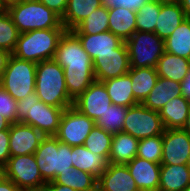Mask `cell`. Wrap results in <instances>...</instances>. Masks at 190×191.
Segmentation results:
<instances>
[{
	"mask_svg": "<svg viewBox=\"0 0 190 191\" xmlns=\"http://www.w3.org/2000/svg\"><path fill=\"white\" fill-rule=\"evenodd\" d=\"M54 60L64 69L66 88L73 101L96 80L93 60L72 31L61 36Z\"/></svg>",
	"mask_w": 190,
	"mask_h": 191,
	"instance_id": "cell-1",
	"label": "cell"
},
{
	"mask_svg": "<svg viewBox=\"0 0 190 191\" xmlns=\"http://www.w3.org/2000/svg\"><path fill=\"white\" fill-rule=\"evenodd\" d=\"M35 93L47 105L66 109L74 103L68 95L64 69L54 59L37 63Z\"/></svg>",
	"mask_w": 190,
	"mask_h": 191,
	"instance_id": "cell-2",
	"label": "cell"
},
{
	"mask_svg": "<svg viewBox=\"0 0 190 191\" xmlns=\"http://www.w3.org/2000/svg\"><path fill=\"white\" fill-rule=\"evenodd\" d=\"M64 110L45 104L34 92L17 101V122L33 126L44 136L56 135Z\"/></svg>",
	"mask_w": 190,
	"mask_h": 191,
	"instance_id": "cell-3",
	"label": "cell"
},
{
	"mask_svg": "<svg viewBox=\"0 0 190 191\" xmlns=\"http://www.w3.org/2000/svg\"><path fill=\"white\" fill-rule=\"evenodd\" d=\"M65 31V28H53L20 33L12 55L35 63L54 59L57 44Z\"/></svg>",
	"mask_w": 190,
	"mask_h": 191,
	"instance_id": "cell-4",
	"label": "cell"
},
{
	"mask_svg": "<svg viewBox=\"0 0 190 191\" xmlns=\"http://www.w3.org/2000/svg\"><path fill=\"white\" fill-rule=\"evenodd\" d=\"M34 155L46 183L53 181L59 173L73 169L71 146L60 142L55 135L44 136Z\"/></svg>",
	"mask_w": 190,
	"mask_h": 191,
	"instance_id": "cell-5",
	"label": "cell"
},
{
	"mask_svg": "<svg viewBox=\"0 0 190 191\" xmlns=\"http://www.w3.org/2000/svg\"><path fill=\"white\" fill-rule=\"evenodd\" d=\"M6 10L20 33L65 28L62 25L61 17L40 1L19 2L9 6Z\"/></svg>",
	"mask_w": 190,
	"mask_h": 191,
	"instance_id": "cell-6",
	"label": "cell"
},
{
	"mask_svg": "<svg viewBox=\"0 0 190 191\" xmlns=\"http://www.w3.org/2000/svg\"><path fill=\"white\" fill-rule=\"evenodd\" d=\"M37 63L9 57L7 67L0 78V85L19 101L35 92Z\"/></svg>",
	"mask_w": 190,
	"mask_h": 191,
	"instance_id": "cell-7",
	"label": "cell"
},
{
	"mask_svg": "<svg viewBox=\"0 0 190 191\" xmlns=\"http://www.w3.org/2000/svg\"><path fill=\"white\" fill-rule=\"evenodd\" d=\"M125 43L131 68H156L165 52L164 40L153 32L135 31Z\"/></svg>",
	"mask_w": 190,
	"mask_h": 191,
	"instance_id": "cell-8",
	"label": "cell"
},
{
	"mask_svg": "<svg viewBox=\"0 0 190 191\" xmlns=\"http://www.w3.org/2000/svg\"><path fill=\"white\" fill-rule=\"evenodd\" d=\"M160 113L139 103L128 107L122 132L129 133L138 140L163 135Z\"/></svg>",
	"mask_w": 190,
	"mask_h": 191,
	"instance_id": "cell-9",
	"label": "cell"
},
{
	"mask_svg": "<svg viewBox=\"0 0 190 191\" xmlns=\"http://www.w3.org/2000/svg\"><path fill=\"white\" fill-rule=\"evenodd\" d=\"M95 125L94 120L81 113L74 106H70L64 110L58 133L55 136L60 142L72 147L84 145L87 136Z\"/></svg>",
	"mask_w": 190,
	"mask_h": 191,
	"instance_id": "cell-10",
	"label": "cell"
},
{
	"mask_svg": "<svg viewBox=\"0 0 190 191\" xmlns=\"http://www.w3.org/2000/svg\"><path fill=\"white\" fill-rule=\"evenodd\" d=\"M5 170L6 178L10 179L19 189L41 188L46 185L34 154L10 156Z\"/></svg>",
	"mask_w": 190,
	"mask_h": 191,
	"instance_id": "cell-11",
	"label": "cell"
},
{
	"mask_svg": "<svg viewBox=\"0 0 190 191\" xmlns=\"http://www.w3.org/2000/svg\"><path fill=\"white\" fill-rule=\"evenodd\" d=\"M190 134L183 129H165L163 132L161 165L188 164Z\"/></svg>",
	"mask_w": 190,
	"mask_h": 191,
	"instance_id": "cell-12",
	"label": "cell"
},
{
	"mask_svg": "<svg viewBox=\"0 0 190 191\" xmlns=\"http://www.w3.org/2000/svg\"><path fill=\"white\" fill-rule=\"evenodd\" d=\"M130 68V59L125 41L116 48V53L100 54L93 60L95 79L101 82L125 75Z\"/></svg>",
	"mask_w": 190,
	"mask_h": 191,
	"instance_id": "cell-13",
	"label": "cell"
},
{
	"mask_svg": "<svg viewBox=\"0 0 190 191\" xmlns=\"http://www.w3.org/2000/svg\"><path fill=\"white\" fill-rule=\"evenodd\" d=\"M112 105L103 82L95 80L77 99L73 106L95 122Z\"/></svg>",
	"mask_w": 190,
	"mask_h": 191,
	"instance_id": "cell-14",
	"label": "cell"
},
{
	"mask_svg": "<svg viewBox=\"0 0 190 191\" xmlns=\"http://www.w3.org/2000/svg\"><path fill=\"white\" fill-rule=\"evenodd\" d=\"M44 135L33 126L21 122L10 125V156L34 154Z\"/></svg>",
	"mask_w": 190,
	"mask_h": 191,
	"instance_id": "cell-15",
	"label": "cell"
},
{
	"mask_svg": "<svg viewBox=\"0 0 190 191\" xmlns=\"http://www.w3.org/2000/svg\"><path fill=\"white\" fill-rule=\"evenodd\" d=\"M126 165L139 191H158L160 163L150 162L136 156Z\"/></svg>",
	"mask_w": 190,
	"mask_h": 191,
	"instance_id": "cell-16",
	"label": "cell"
},
{
	"mask_svg": "<svg viewBox=\"0 0 190 191\" xmlns=\"http://www.w3.org/2000/svg\"><path fill=\"white\" fill-rule=\"evenodd\" d=\"M101 191H139L127 165L108 163L97 182Z\"/></svg>",
	"mask_w": 190,
	"mask_h": 191,
	"instance_id": "cell-17",
	"label": "cell"
},
{
	"mask_svg": "<svg viewBox=\"0 0 190 191\" xmlns=\"http://www.w3.org/2000/svg\"><path fill=\"white\" fill-rule=\"evenodd\" d=\"M186 18L179 2L164 1L161 4L154 33L162 40H166Z\"/></svg>",
	"mask_w": 190,
	"mask_h": 191,
	"instance_id": "cell-18",
	"label": "cell"
},
{
	"mask_svg": "<svg viewBox=\"0 0 190 191\" xmlns=\"http://www.w3.org/2000/svg\"><path fill=\"white\" fill-rule=\"evenodd\" d=\"M179 96H182L180 82L158 77L155 86L142 104L151 110L159 112L169 100Z\"/></svg>",
	"mask_w": 190,
	"mask_h": 191,
	"instance_id": "cell-19",
	"label": "cell"
},
{
	"mask_svg": "<svg viewBox=\"0 0 190 191\" xmlns=\"http://www.w3.org/2000/svg\"><path fill=\"white\" fill-rule=\"evenodd\" d=\"M81 41L83 49L94 60L100 54L116 53L124 41L114 35L111 31L102 32L95 35H76Z\"/></svg>",
	"mask_w": 190,
	"mask_h": 191,
	"instance_id": "cell-20",
	"label": "cell"
},
{
	"mask_svg": "<svg viewBox=\"0 0 190 191\" xmlns=\"http://www.w3.org/2000/svg\"><path fill=\"white\" fill-rule=\"evenodd\" d=\"M73 168L92 174L97 179L108 166V161L101 155L91 152L84 145L71 146Z\"/></svg>",
	"mask_w": 190,
	"mask_h": 191,
	"instance_id": "cell-21",
	"label": "cell"
},
{
	"mask_svg": "<svg viewBox=\"0 0 190 191\" xmlns=\"http://www.w3.org/2000/svg\"><path fill=\"white\" fill-rule=\"evenodd\" d=\"M102 5H104L103 0H68L61 17L62 25L66 31H72Z\"/></svg>",
	"mask_w": 190,
	"mask_h": 191,
	"instance_id": "cell-22",
	"label": "cell"
},
{
	"mask_svg": "<svg viewBox=\"0 0 190 191\" xmlns=\"http://www.w3.org/2000/svg\"><path fill=\"white\" fill-rule=\"evenodd\" d=\"M109 31L123 41L129 39L136 31V14L134 10L123 7H108Z\"/></svg>",
	"mask_w": 190,
	"mask_h": 191,
	"instance_id": "cell-23",
	"label": "cell"
},
{
	"mask_svg": "<svg viewBox=\"0 0 190 191\" xmlns=\"http://www.w3.org/2000/svg\"><path fill=\"white\" fill-rule=\"evenodd\" d=\"M190 101L183 95L169 100L159 111L165 129H182L188 117Z\"/></svg>",
	"mask_w": 190,
	"mask_h": 191,
	"instance_id": "cell-24",
	"label": "cell"
},
{
	"mask_svg": "<svg viewBox=\"0 0 190 191\" xmlns=\"http://www.w3.org/2000/svg\"><path fill=\"white\" fill-rule=\"evenodd\" d=\"M139 140L129 133L119 132L112 137L108 163L126 165L136 157Z\"/></svg>",
	"mask_w": 190,
	"mask_h": 191,
	"instance_id": "cell-25",
	"label": "cell"
},
{
	"mask_svg": "<svg viewBox=\"0 0 190 191\" xmlns=\"http://www.w3.org/2000/svg\"><path fill=\"white\" fill-rule=\"evenodd\" d=\"M190 184L187 164L161 165L158 191H183Z\"/></svg>",
	"mask_w": 190,
	"mask_h": 191,
	"instance_id": "cell-26",
	"label": "cell"
},
{
	"mask_svg": "<svg viewBox=\"0 0 190 191\" xmlns=\"http://www.w3.org/2000/svg\"><path fill=\"white\" fill-rule=\"evenodd\" d=\"M102 82L113 105H122L128 108L139 104L134 98L132 81L128 73Z\"/></svg>",
	"mask_w": 190,
	"mask_h": 191,
	"instance_id": "cell-27",
	"label": "cell"
},
{
	"mask_svg": "<svg viewBox=\"0 0 190 191\" xmlns=\"http://www.w3.org/2000/svg\"><path fill=\"white\" fill-rule=\"evenodd\" d=\"M190 68V60L164 52L158 60L156 67L159 77H164L177 82H182Z\"/></svg>",
	"mask_w": 190,
	"mask_h": 191,
	"instance_id": "cell-28",
	"label": "cell"
},
{
	"mask_svg": "<svg viewBox=\"0 0 190 191\" xmlns=\"http://www.w3.org/2000/svg\"><path fill=\"white\" fill-rule=\"evenodd\" d=\"M128 74L131 77L134 98L142 104L157 82V70L154 67L130 68Z\"/></svg>",
	"mask_w": 190,
	"mask_h": 191,
	"instance_id": "cell-29",
	"label": "cell"
},
{
	"mask_svg": "<svg viewBox=\"0 0 190 191\" xmlns=\"http://www.w3.org/2000/svg\"><path fill=\"white\" fill-rule=\"evenodd\" d=\"M165 52L190 60V18H186L173 33L164 40Z\"/></svg>",
	"mask_w": 190,
	"mask_h": 191,
	"instance_id": "cell-30",
	"label": "cell"
},
{
	"mask_svg": "<svg viewBox=\"0 0 190 191\" xmlns=\"http://www.w3.org/2000/svg\"><path fill=\"white\" fill-rule=\"evenodd\" d=\"M109 31L108 6L102 5L92 12L72 32L75 35H95Z\"/></svg>",
	"mask_w": 190,
	"mask_h": 191,
	"instance_id": "cell-31",
	"label": "cell"
},
{
	"mask_svg": "<svg viewBox=\"0 0 190 191\" xmlns=\"http://www.w3.org/2000/svg\"><path fill=\"white\" fill-rule=\"evenodd\" d=\"M53 182L71 187L76 191H83L95 186L98 179L88 172L73 168L70 172L59 173Z\"/></svg>",
	"mask_w": 190,
	"mask_h": 191,
	"instance_id": "cell-32",
	"label": "cell"
},
{
	"mask_svg": "<svg viewBox=\"0 0 190 191\" xmlns=\"http://www.w3.org/2000/svg\"><path fill=\"white\" fill-rule=\"evenodd\" d=\"M127 107L122 105H111L103 115L95 122L109 134L115 135L123 130Z\"/></svg>",
	"mask_w": 190,
	"mask_h": 191,
	"instance_id": "cell-33",
	"label": "cell"
},
{
	"mask_svg": "<svg viewBox=\"0 0 190 191\" xmlns=\"http://www.w3.org/2000/svg\"><path fill=\"white\" fill-rule=\"evenodd\" d=\"M163 2V0H152L139 8L136 14V31L154 33Z\"/></svg>",
	"mask_w": 190,
	"mask_h": 191,
	"instance_id": "cell-34",
	"label": "cell"
},
{
	"mask_svg": "<svg viewBox=\"0 0 190 191\" xmlns=\"http://www.w3.org/2000/svg\"><path fill=\"white\" fill-rule=\"evenodd\" d=\"M112 137V134H109L101 127H97L95 125L87 136L84 146L91 152L103 156L108 161L110 156Z\"/></svg>",
	"mask_w": 190,
	"mask_h": 191,
	"instance_id": "cell-35",
	"label": "cell"
},
{
	"mask_svg": "<svg viewBox=\"0 0 190 191\" xmlns=\"http://www.w3.org/2000/svg\"><path fill=\"white\" fill-rule=\"evenodd\" d=\"M20 32L5 9L0 13V48L12 53L15 49Z\"/></svg>",
	"mask_w": 190,
	"mask_h": 191,
	"instance_id": "cell-36",
	"label": "cell"
},
{
	"mask_svg": "<svg viewBox=\"0 0 190 191\" xmlns=\"http://www.w3.org/2000/svg\"><path fill=\"white\" fill-rule=\"evenodd\" d=\"M163 135L148 137L138 142L136 156L150 162L161 163Z\"/></svg>",
	"mask_w": 190,
	"mask_h": 191,
	"instance_id": "cell-37",
	"label": "cell"
},
{
	"mask_svg": "<svg viewBox=\"0 0 190 191\" xmlns=\"http://www.w3.org/2000/svg\"><path fill=\"white\" fill-rule=\"evenodd\" d=\"M17 101L0 85V114L11 124L17 123Z\"/></svg>",
	"mask_w": 190,
	"mask_h": 191,
	"instance_id": "cell-38",
	"label": "cell"
},
{
	"mask_svg": "<svg viewBox=\"0 0 190 191\" xmlns=\"http://www.w3.org/2000/svg\"><path fill=\"white\" fill-rule=\"evenodd\" d=\"M10 128L0 131V163L6 165L10 158L9 150Z\"/></svg>",
	"mask_w": 190,
	"mask_h": 191,
	"instance_id": "cell-39",
	"label": "cell"
},
{
	"mask_svg": "<svg viewBox=\"0 0 190 191\" xmlns=\"http://www.w3.org/2000/svg\"><path fill=\"white\" fill-rule=\"evenodd\" d=\"M43 3L47 8L53 10L60 17L63 16L68 0H39Z\"/></svg>",
	"mask_w": 190,
	"mask_h": 191,
	"instance_id": "cell-40",
	"label": "cell"
},
{
	"mask_svg": "<svg viewBox=\"0 0 190 191\" xmlns=\"http://www.w3.org/2000/svg\"><path fill=\"white\" fill-rule=\"evenodd\" d=\"M149 1L152 0H120V6L137 12L141 6Z\"/></svg>",
	"mask_w": 190,
	"mask_h": 191,
	"instance_id": "cell-41",
	"label": "cell"
},
{
	"mask_svg": "<svg viewBox=\"0 0 190 191\" xmlns=\"http://www.w3.org/2000/svg\"><path fill=\"white\" fill-rule=\"evenodd\" d=\"M12 55L9 51L0 48V78L3 74V71L7 67L9 57Z\"/></svg>",
	"mask_w": 190,
	"mask_h": 191,
	"instance_id": "cell-42",
	"label": "cell"
},
{
	"mask_svg": "<svg viewBox=\"0 0 190 191\" xmlns=\"http://www.w3.org/2000/svg\"><path fill=\"white\" fill-rule=\"evenodd\" d=\"M46 191H76L75 189H72L71 187L54 183L53 181L46 183L45 185Z\"/></svg>",
	"mask_w": 190,
	"mask_h": 191,
	"instance_id": "cell-43",
	"label": "cell"
},
{
	"mask_svg": "<svg viewBox=\"0 0 190 191\" xmlns=\"http://www.w3.org/2000/svg\"><path fill=\"white\" fill-rule=\"evenodd\" d=\"M182 95L190 101V68L186 78L181 82Z\"/></svg>",
	"mask_w": 190,
	"mask_h": 191,
	"instance_id": "cell-44",
	"label": "cell"
},
{
	"mask_svg": "<svg viewBox=\"0 0 190 191\" xmlns=\"http://www.w3.org/2000/svg\"><path fill=\"white\" fill-rule=\"evenodd\" d=\"M20 189L8 178L0 182V191H19Z\"/></svg>",
	"mask_w": 190,
	"mask_h": 191,
	"instance_id": "cell-45",
	"label": "cell"
},
{
	"mask_svg": "<svg viewBox=\"0 0 190 191\" xmlns=\"http://www.w3.org/2000/svg\"><path fill=\"white\" fill-rule=\"evenodd\" d=\"M178 2L183 8L186 17L190 18V0H179Z\"/></svg>",
	"mask_w": 190,
	"mask_h": 191,
	"instance_id": "cell-46",
	"label": "cell"
},
{
	"mask_svg": "<svg viewBox=\"0 0 190 191\" xmlns=\"http://www.w3.org/2000/svg\"><path fill=\"white\" fill-rule=\"evenodd\" d=\"M10 125L11 123L5 117H3V115L0 114V131L9 129Z\"/></svg>",
	"mask_w": 190,
	"mask_h": 191,
	"instance_id": "cell-47",
	"label": "cell"
},
{
	"mask_svg": "<svg viewBox=\"0 0 190 191\" xmlns=\"http://www.w3.org/2000/svg\"><path fill=\"white\" fill-rule=\"evenodd\" d=\"M103 4L108 7H120V0H103Z\"/></svg>",
	"mask_w": 190,
	"mask_h": 191,
	"instance_id": "cell-48",
	"label": "cell"
},
{
	"mask_svg": "<svg viewBox=\"0 0 190 191\" xmlns=\"http://www.w3.org/2000/svg\"><path fill=\"white\" fill-rule=\"evenodd\" d=\"M20 0H0L1 5L7 9L9 6L19 3Z\"/></svg>",
	"mask_w": 190,
	"mask_h": 191,
	"instance_id": "cell-49",
	"label": "cell"
},
{
	"mask_svg": "<svg viewBox=\"0 0 190 191\" xmlns=\"http://www.w3.org/2000/svg\"><path fill=\"white\" fill-rule=\"evenodd\" d=\"M182 129L190 134V110H189L188 117H187Z\"/></svg>",
	"mask_w": 190,
	"mask_h": 191,
	"instance_id": "cell-50",
	"label": "cell"
},
{
	"mask_svg": "<svg viewBox=\"0 0 190 191\" xmlns=\"http://www.w3.org/2000/svg\"><path fill=\"white\" fill-rule=\"evenodd\" d=\"M6 178L5 165L0 163V182Z\"/></svg>",
	"mask_w": 190,
	"mask_h": 191,
	"instance_id": "cell-51",
	"label": "cell"
},
{
	"mask_svg": "<svg viewBox=\"0 0 190 191\" xmlns=\"http://www.w3.org/2000/svg\"><path fill=\"white\" fill-rule=\"evenodd\" d=\"M19 191H46L45 186L41 188H27V189H20Z\"/></svg>",
	"mask_w": 190,
	"mask_h": 191,
	"instance_id": "cell-52",
	"label": "cell"
},
{
	"mask_svg": "<svg viewBox=\"0 0 190 191\" xmlns=\"http://www.w3.org/2000/svg\"><path fill=\"white\" fill-rule=\"evenodd\" d=\"M83 191H101V189H100L99 184L97 183L95 186H93L89 189L83 190Z\"/></svg>",
	"mask_w": 190,
	"mask_h": 191,
	"instance_id": "cell-53",
	"label": "cell"
},
{
	"mask_svg": "<svg viewBox=\"0 0 190 191\" xmlns=\"http://www.w3.org/2000/svg\"><path fill=\"white\" fill-rule=\"evenodd\" d=\"M34 1H39V0H20V2H34Z\"/></svg>",
	"mask_w": 190,
	"mask_h": 191,
	"instance_id": "cell-54",
	"label": "cell"
},
{
	"mask_svg": "<svg viewBox=\"0 0 190 191\" xmlns=\"http://www.w3.org/2000/svg\"><path fill=\"white\" fill-rule=\"evenodd\" d=\"M5 10V8L1 5V3H0V13L2 12V11H4Z\"/></svg>",
	"mask_w": 190,
	"mask_h": 191,
	"instance_id": "cell-55",
	"label": "cell"
},
{
	"mask_svg": "<svg viewBox=\"0 0 190 191\" xmlns=\"http://www.w3.org/2000/svg\"><path fill=\"white\" fill-rule=\"evenodd\" d=\"M183 191H190V184Z\"/></svg>",
	"mask_w": 190,
	"mask_h": 191,
	"instance_id": "cell-56",
	"label": "cell"
},
{
	"mask_svg": "<svg viewBox=\"0 0 190 191\" xmlns=\"http://www.w3.org/2000/svg\"><path fill=\"white\" fill-rule=\"evenodd\" d=\"M163 1L178 2L179 0H163Z\"/></svg>",
	"mask_w": 190,
	"mask_h": 191,
	"instance_id": "cell-57",
	"label": "cell"
},
{
	"mask_svg": "<svg viewBox=\"0 0 190 191\" xmlns=\"http://www.w3.org/2000/svg\"><path fill=\"white\" fill-rule=\"evenodd\" d=\"M188 166H189V168H190V155H189V161H188V164H187Z\"/></svg>",
	"mask_w": 190,
	"mask_h": 191,
	"instance_id": "cell-58",
	"label": "cell"
}]
</instances>
